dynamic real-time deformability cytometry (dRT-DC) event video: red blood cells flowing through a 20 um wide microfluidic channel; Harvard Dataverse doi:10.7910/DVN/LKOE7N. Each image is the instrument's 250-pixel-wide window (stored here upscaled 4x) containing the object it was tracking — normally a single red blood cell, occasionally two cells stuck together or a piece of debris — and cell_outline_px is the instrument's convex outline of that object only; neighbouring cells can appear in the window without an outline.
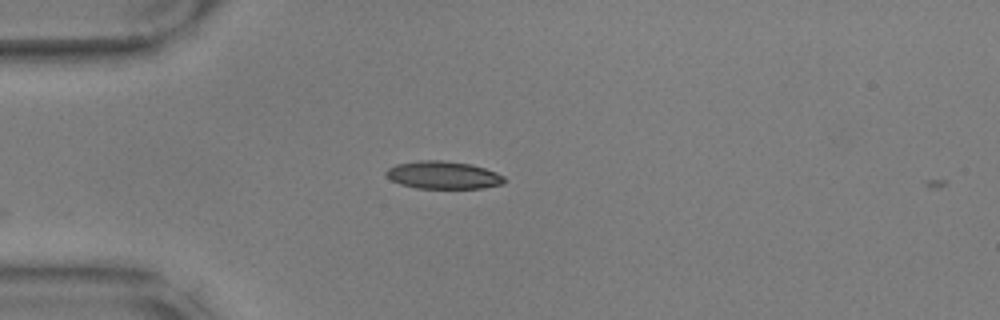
{"species": "common noctule bat (a hibernating species)", "species_latin": "Nyctalus noctula", "temperature_condition": "warm", "stored_images_in_passage": 44, "camera_frame_rate_fps": 3000, "um_per_image_px": 0.085, "animal": {"sex": "male", "body_mass_g": 17.9, "forearm_length_mm": 54.2}, "frame": {"image": 1, "passage_image": 2, "time_ms": 0.333, "image_size_px": [1000, 320], "cell_outline_px": [[504, 184], [484, 188], [416, 188], [400, 184], [392, 180], [384, 172], [388, 168], [396, 164], [420, 160], [444, 160], [472, 164], [496, 172], [504, 176]], "centroid_in_image_um": [37.68, 14.88], "position_along_channel_um": 47.3, "area_um2": 19.13}}
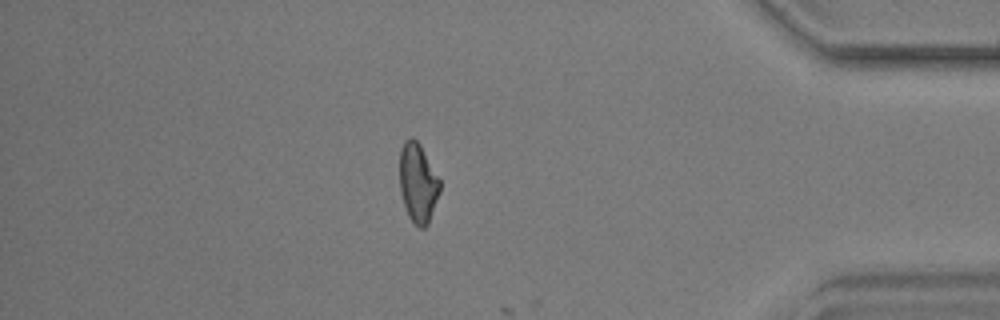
{"frame": {"image": 2, "passage_image": 36, "time_ms": 11.667, "image_size_px": [1000, 320], "cell_outline_px": [[440, 192], [428, 224], [424, 228], [420, 228], [408, 216], [400, 192], [400, 148], [404, 140], [408, 136], [412, 136], [420, 144], [440, 180]], "centroid_in_image_um": [35.51, 15.51], "position_along_channel_um": 399.7, "area_um2": 18.61}}
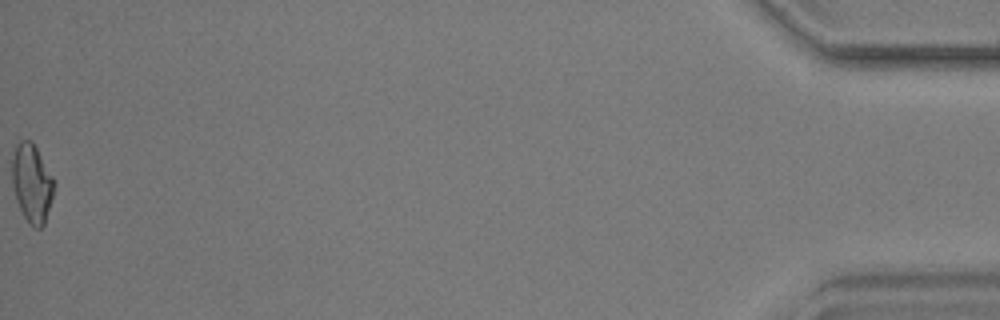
{"frame": {"image": 3, "passage_image": 44, "time_ms": 14.333, "image_size_px": [1000, 320], "cell_outline_px": [[52, 196], [44, 224], [40, 228], [32, 228], [28, 224], [16, 200], [12, 184], [12, 160], [16, 144], [20, 140], [32, 140], [52, 176]], "centroid_in_image_um": [2.67, 15.57], "position_along_channel_um": 432.5, "area_um2": 18.84}}